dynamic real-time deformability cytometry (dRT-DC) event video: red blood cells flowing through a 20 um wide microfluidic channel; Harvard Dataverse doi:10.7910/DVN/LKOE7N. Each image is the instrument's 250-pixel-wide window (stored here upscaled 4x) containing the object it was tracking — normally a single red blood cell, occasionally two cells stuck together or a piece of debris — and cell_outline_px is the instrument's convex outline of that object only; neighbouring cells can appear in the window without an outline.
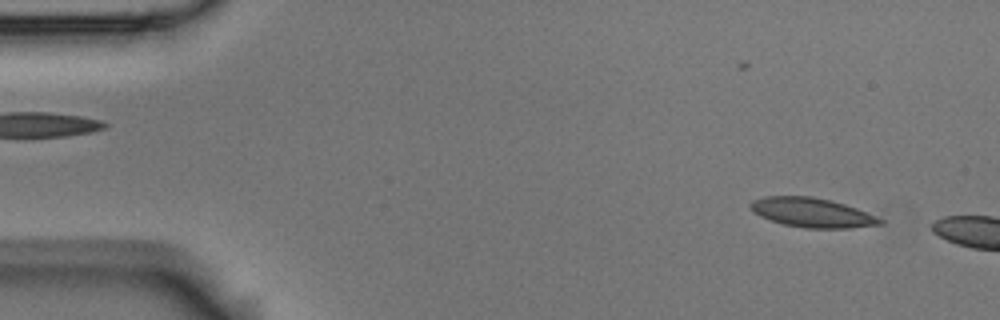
{"species": "Egyptian fruit bat (a non-hibernating species)", "species_latin": "Rousettus aegyptiacus", "temperature_condition": "room temperature", "stored_images_in_passage": 3, "camera_frame_rate_fps": 3000, "um_per_image_px": 0.085, "animal": {"sex": "male"}, "frame": {"image": 1, "passage_image": 1, "time_ms": 0.0, "image_size_px": [1000, 320], "cell_outline_px": [[884, 224], [848, 228], [804, 228], [784, 224], [760, 216], [752, 212], [748, 204], [752, 200], [764, 196], [812, 196], [832, 200], [856, 208], [876, 216], [884, 220]], "centroid_in_image_um": [69.01, 18.06], "position_along_channel_um": 16.0, "area_um2": 22.25}}